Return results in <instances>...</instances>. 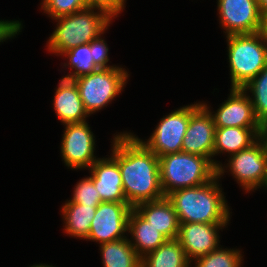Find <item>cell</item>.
Returning <instances> with one entry per match:
<instances>
[{
    "label": "cell",
    "mask_w": 267,
    "mask_h": 267,
    "mask_svg": "<svg viewBox=\"0 0 267 267\" xmlns=\"http://www.w3.org/2000/svg\"><path fill=\"white\" fill-rule=\"evenodd\" d=\"M217 8L226 36L260 32L263 15L257 0H217Z\"/></svg>",
    "instance_id": "cell-12"
},
{
    "label": "cell",
    "mask_w": 267,
    "mask_h": 267,
    "mask_svg": "<svg viewBox=\"0 0 267 267\" xmlns=\"http://www.w3.org/2000/svg\"><path fill=\"white\" fill-rule=\"evenodd\" d=\"M159 171L165 197L173 191L209 182L217 174L208 158L184 152L160 156Z\"/></svg>",
    "instance_id": "cell-4"
},
{
    "label": "cell",
    "mask_w": 267,
    "mask_h": 267,
    "mask_svg": "<svg viewBox=\"0 0 267 267\" xmlns=\"http://www.w3.org/2000/svg\"><path fill=\"white\" fill-rule=\"evenodd\" d=\"M219 180L216 174L209 182L179 189L166 196L179 223H229L231 212Z\"/></svg>",
    "instance_id": "cell-2"
},
{
    "label": "cell",
    "mask_w": 267,
    "mask_h": 267,
    "mask_svg": "<svg viewBox=\"0 0 267 267\" xmlns=\"http://www.w3.org/2000/svg\"><path fill=\"white\" fill-rule=\"evenodd\" d=\"M239 249L222 246L194 261L195 267H241L243 256Z\"/></svg>",
    "instance_id": "cell-25"
},
{
    "label": "cell",
    "mask_w": 267,
    "mask_h": 267,
    "mask_svg": "<svg viewBox=\"0 0 267 267\" xmlns=\"http://www.w3.org/2000/svg\"><path fill=\"white\" fill-rule=\"evenodd\" d=\"M134 209L168 240L177 239L180 223L167 197L138 204Z\"/></svg>",
    "instance_id": "cell-17"
},
{
    "label": "cell",
    "mask_w": 267,
    "mask_h": 267,
    "mask_svg": "<svg viewBox=\"0 0 267 267\" xmlns=\"http://www.w3.org/2000/svg\"><path fill=\"white\" fill-rule=\"evenodd\" d=\"M202 104L210 111L216 128L242 127L259 128L253 105L248 94L242 88H231L230 94L216 112H212L207 103ZM214 113V114H213Z\"/></svg>",
    "instance_id": "cell-13"
},
{
    "label": "cell",
    "mask_w": 267,
    "mask_h": 267,
    "mask_svg": "<svg viewBox=\"0 0 267 267\" xmlns=\"http://www.w3.org/2000/svg\"><path fill=\"white\" fill-rule=\"evenodd\" d=\"M110 154L118 163L127 203L138 204L164 198L159 157L131 132L114 134Z\"/></svg>",
    "instance_id": "cell-1"
},
{
    "label": "cell",
    "mask_w": 267,
    "mask_h": 267,
    "mask_svg": "<svg viewBox=\"0 0 267 267\" xmlns=\"http://www.w3.org/2000/svg\"><path fill=\"white\" fill-rule=\"evenodd\" d=\"M260 12L262 15L267 13V0H257Z\"/></svg>",
    "instance_id": "cell-33"
},
{
    "label": "cell",
    "mask_w": 267,
    "mask_h": 267,
    "mask_svg": "<svg viewBox=\"0 0 267 267\" xmlns=\"http://www.w3.org/2000/svg\"><path fill=\"white\" fill-rule=\"evenodd\" d=\"M190 116L191 104L184 105L161 118L148 140L136 137L158 157L180 153Z\"/></svg>",
    "instance_id": "cell-8"
},
{
    "label": "cell",
    "mask_w": 267,
    "mask_h": 267,
    "mask_svg": "<svg viewBox=\"0 0 267 267\" xmlns=\"http://www.w3.org/2000/svg\"><path fill=\"white\" fill-rule=\"evenodd\" d=\"M88 7L86 0H42L43 13L52 19L71 15Z\"/></svg>",
    "instance_id": "cell-26"
},
{
    "label": "cell",
    "mask_w": 267,
    "mask_h": 267,
    "mask_svg": "<svg viewBox=\"0 0 267 267\" xmlns=\"http://www.w3.org/2000/svg\"><path fill=\"white\" fill-rule=\"evenodd\" d=\"M98 205H82L69 200L62 206L64 233L86 240Z\"/></svg>",
    "instance_id": "cell-20"
},
{
    "label": "cell",
    "mask_w": 267,
    "mask_h": 267,
    "mask_svg": "<svg viewBox=\"0 0 267 267\" xmlns=\"http://www.w3.org/2000/svg\"><path fill=\"white\" fill-rule=\"evenodd\" d=\"M215 131L216 126L210 111L202 102L191 104V116L183 138L182 152L206 157L217 168L222 163L213 158Z\"/></svg>",
    "instance_id": "cell-9"
},
{
    "label": "cell",
    "mask_w": 267,
    "mask_h": 267,
    "mask_svg": "<svg viewBox=\"0 0 267 267\" xmlns=\"http://www.w3.org/2000/svg\"><path fill=\"white\" fill-rule=\"evenodd\" d=\"M61 141V157L68 168L89 169L98 159L95 152V136L87 121L64 125Z\"/></svg>",
    "instance_id": "cell-10"
},
{
    "label": "cell",
    "mask_w": 267,
    "mask_h": 267,
    "mask_svg": "<svg viewBox=\"0 0 267 267\" xmlns=\"http://www.w3.org/2000/svg\"><path fill=\"white\" fill-rule=\"evenodd\" d=\"M67 58L64 67L70 68V74L64 76L65 79L73 80L77 77L90 74L99 69L95 64L91 55L90 43L80 44L75 48L65 51L63 54ZM71 69H74L71 70Z\"/></svg>",
    "instance_id": "cell-23"
},
{
    "label": "cell",
    "mask_w": 267,
    "mask_h": 267,
    "mask_svg": "<svg viewBox=\"0 0 267 267\" xmlns=\"http://www.w3.org/2000/svg\"><path fill=\"white\" fill-rule=\"evenodd\" d=\"M102 36L100 35L98 38L94 39L93 41L90 42V50H91V55L94 60V64L98 68H112V67H117L116 65H108L109 62V56H108V45L106 41L101 38Z\"/></svg>",
    "instance_id": "cell-28"
},
{
    "label": "cell",
    "mask_w": 267,
    "mask_h": 267,
    "mask_svg": "<svg viewBox=\"0 0 267 267\" xmlns=\"http://www.w3.org/2000/svg\"><path fill=\"white\" fill-rule=\"evenodd\" d=\"M258 137L263 144L265 153L267 155V120L260 123Z\"/></svg>",
    "instance_id": "cell-31"
},
{
    "label": "cell",
    "mask_w": 267,
    "mask_h": 267,
    "mask_svg": "<svg viewBox=\"0 0 267 267\" xmlns=\"http://www.w3.org/2000/svg\"><path fill=\"white\" fill-rule=\"evenodd\" d=\"M88 170L102 202H127L118 163L111 155L98 158Z\"/></svg>",
    "instance_id": "cell-15"
},
{
    "label": "cell",
    "mask_w": 267,
    "mask_h": 267,
    "mask_svg": "<svg viewBox=\"0 0 267 267\" xmlns=\"http://www.w3.org/2000/svg\"><path fill=\"white\" fill-rule=\"evenodd\" d=\"M53 20L58 23L47 40V49L52 54L62 56L65 51L90 43L104 34L113 19L101 9L87 7Z\"/></svg>",
    "instance_id": "cell-3"
},
{
    "label": "cell",
    "mask_w": 267,
    "mask_h": 267,
    "mask_svg": "<svg viewBox=\"0 0 267 267\" xmlns=\"http://www.w3.org/2000/svg\"><path fill=\"white\" fill-rule=\"evenodd\" d=\"M260 33L267 43V13H265L262 17Z\"/></svg>",
    "instance_id": "cell-32"
},
{
    "label": "cell",
    "mask_w": 267,
    "mask_h": 267,
    "mask_svg": "<svg viewBox=\"0 0 267 267\" xmlns=\"http://www.w3.org/2000/svg\"><path fill=\"white\" fill-rule=\"evenodd\" d=\"M228 223H180L177 240L190 262L219 248V230Z\"/></svg>",
    "instance_id": "cell-14"
},
{
    "label": "cell",
    "mask_w": 267,
    "mask_h": 267,
    "mask_svg": "<svg viewBox=\"0 0 267 267\" xmlns=\"http://www.w3.org/2000/svg\"><path fill=\"white\" fill-rule=\"evenodd\" d=\"M231 88H243L267 66V43L260 32L227 35Z\"/></svg>",
    "instance_id": "cell-5"
},
{
    "label": "cell",
    "mask_w": 267,
    "mask_h": 267,
    "mask_svg": "<svg viewBox=\"0 0 267 267\" xmlns=\"http://www.w3.org/2000/svg\"><path fill=\"white\" fill-rule=\"evenodd\" d=\"M99 249L104 267H141V258L127 237L100 244Z\"/></svg>",
    "instance_id": "cell-22"
},
{
    "label": "cell",
    "mask_w": 267,
    "mask_h": 267,
    "mask_svg": "<svg viewBox=\"0 0 267 267\" xmlns=\"http://www.w3.org/2000/svg\"><path fill=\"white\" fill-rule=\"evenodd\" d=\"M242 89L252 93L250 100L257 121L261 123L267 120V66Z\"/></svg>",
    "instance_id": "cell-24"
},
{
    "label": "cell",
    "mask_w": 267,
    "mask_h": 267,
    "mask_svg": "<svg viewBox=\"0 0 267 267\" xmlns=\"http://www.w3.org/2000/svg\"><path fill=\"white\" fill-rule=\"evenodd\" d=\"M132 209L127 202H101L96 208L86 240L103 244L126 238Z\"/></svg>",
    "instance_id": "cell-11"
},
{
    "label": "cell",
    "mask_w": 267,
    "mask_h": 267,
    "mask_svg": "<svg viewBox=\"0 0 267 267\" xmlns=\"http://www.w3.org/2000/svg\"><path fill=\"white\" fill-rule=\"evenodd\" d=\"M60 80L53 97L57 118L63 125L86 121L89 114L84 108L77 85L64 77Z\"/></svg>",
    "instance_id": "cell-16"
},
{
    "label": "cell",
    "mask_w": 267,
    "mask_h": 267,
    "mask_svg": "<svg viewBox=\"0 0 267 267\" xmlns=\"http://www.w3.org/2000/svg\"><path fill=\"white\" fill-rule=\"evenodd\" d=\"M22 28V23L18 20H0V43L16 37V35L21 32Z\"/></svg>",
    "instance_id": "cell-30"
},
{
    "label": "cell",
    "mask_w": 267,
    "mask_h": 267,
    "mask_svg": "<svg viewBox=\"0 0 267 267\" xmlns=\"http://www.w3.org/2000/svg\"><path fill=\"white\" fill-rule=\"evenodd\" d=\"M227 165L217 167V176L221 178L229 170L245 193L264 187L267 189V155L258 139L250 147L228 157ZM226 168V169H225Z\"/></svg>",
    "instance_id": "cell-7"
},
{
    "label": "cell",
    "mask_w": 267,
    "mask_h": 267,
    "mask_svg": "<svg viewBox=\"0 0 267 267\" xmlns=\"http://www.w3.org/2000/svg\"><path fill=\"white\" fill-rule=\"evenodd\" d=\"M130 243L140 258L155 251L168 239L143 218L134 208L128 218Z\"/></svg>",
    "instance_id": "cell-18"
},
{
    "label": "cell",
    "mask_w": 267,
    "mask_h": 267,
    "mask_svg": "<svg viewBox=\"0 0 267 267\" xmlns=\"http://www.w3.org/2000/svg\"><path fill=\"white\" fill-rule=\"evenodd\" d=\"M73 197L69 200L82 205H99L102 200L93 180L87 176L74 186Z\"/></svg>",
    "instance_id": "cell-27"
},
{
    "label": "cell",
    "mask_w": 267,
    "mask_h": 267,
    "mask_svg": "<svg viewBox=\"0 0 267 267\" xmlns=\"http://www.w3.org/2000/svg\"><path fill=\"white\" fill-rule=\"evenodd\" d=\"M31 267H55V266H52V265H48V264H36V265H33Z\"/></svg>",
    "instance_id": "cell-34"
},
{
    "label": "cell",
    "mask_w": 267,
    "mask_h": 267,
    "mask_svg": "<svg viewBox=\"0 0 267 267\" xmlns=\"http://www.w3.org/2000/svg\"><path fill=\"white\" fill-rule=\"evenodd\" d=\"M141 267H192V265L179 241L171 239L141 258Z\"/></svg>",
    "instance_id": "cell-21"
},
{
    "label": "cell",
    "mask_w": 267,
    "mask_h": 267,
    "mask_svg": "<svg viewBox=\"0 0 267 267\" xmlns=\"http://www.w3.org/2000/svg\"><path fill=\"white\" fill-rule=\"evenodd\" d=\"M88 7L98 8L106 12L112 19L118 17L125 9L126 0H86Z\"/></svg>",
    "instance_id": "cell-29"
},
{
    "label": "cell",
    "mask_w": 267,
    "mask_h": 267,
    "mask_svg": "<svg viewBox=\"0 0 267 267\" xmlns=\"http://www.w3.org/2000/svg\"><path fill=\"white\" fill-rule=\"evenodd\" d=\"M130 74L121 66L99 68L73 79L78 87L84 108L90 115L107 107L126 86Z\"/></svg>",
    "instance_id": "cell-6"
},
{
    "label": "cell",
    "mask_w": 267,
    "mask_h": 267,
    "mask_svg": "<svg viewBox=\"0 0 267 267\" xmlns=\"http://www.w3.org/2000/svg\"><path fill=\"white\" fill-rule=\"evenodd\" d=\"M259 128L224 127L216 128L214 156L227 153L230 156L240 152L258 139Z\"/></svg>",
    "instance_id": "cell-19"
}]
</instances>
